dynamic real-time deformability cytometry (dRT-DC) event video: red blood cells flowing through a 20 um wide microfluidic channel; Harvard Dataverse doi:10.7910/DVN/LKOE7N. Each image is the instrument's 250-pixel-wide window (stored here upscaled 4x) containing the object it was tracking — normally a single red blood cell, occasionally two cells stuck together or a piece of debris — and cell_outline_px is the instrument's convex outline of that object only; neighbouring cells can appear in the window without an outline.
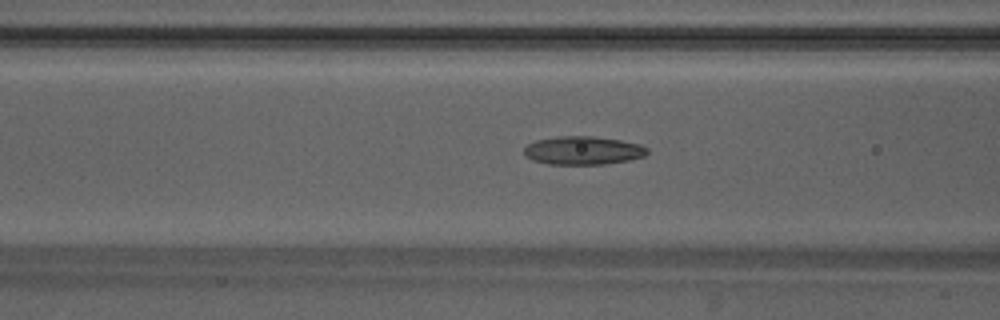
{"species": "Egyptian fruit bat (a non-hibernating species)", "species_latin": "Rousettus aegyptiacus", "temperature_condition": "warm", "stored_images_in_passage": 48, "camera_frame_rate_fps": 3000, "um_per_image_px": 0.085, "animal": {"sex": "male"}, "frame": {"image": 1, "passage_image": 19, "time_ms": 6.0, "image_size_px": [1000, 320], "cell_outline_px": [[648, 152], [644, 156], [628, 160], [604, 164], [548, 164], [532, 160], [524, 156], [524, 148], [528, 144], [536, 140], [556, 136], [592, 136], [620, 140], [640, 144], [648, 148]], "centroid_in_image_um": [49.53, 12.79], "position_along_channel_um": 117.1, "area_um2": 20.4}}
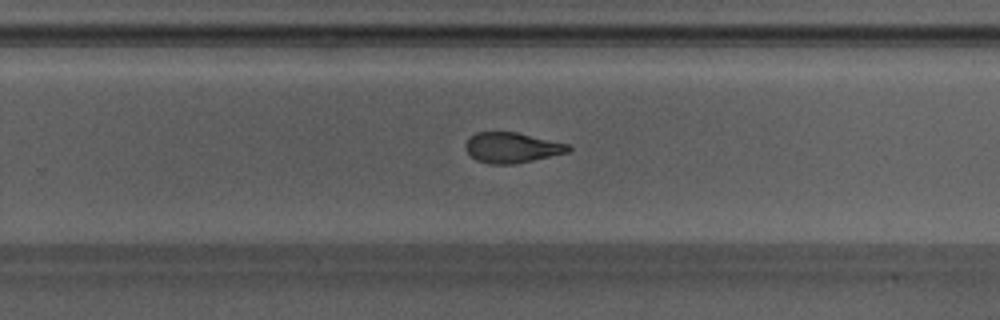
{"frame": {"image": 2, "passage_image": 31, "time_ms": 10.0, "image_size_px": [1000, 320], "cell_outline_px": [[572, 148], [568, 152], [516, 164], [488, 164], [476, 160], [468, 152], [464, 144], [468, 136], [476, 132], [516, 132], [568, 144]], "centroid_in_image_um": [43.47, 12.55], "position_along_channel_um": 286.3, "area_um2": 18.21}}
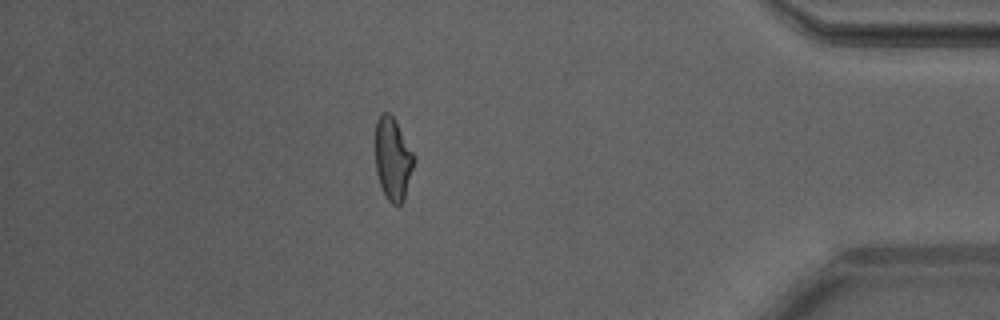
{"frame": {"image": 3, "passage_image": 42, "time_ms": 13.667, "image_size_px": [1000, 320], "cell_outline_px": [[416, 160], [404, 200], [400, 204], [392, 204], [384, 196], [376, 172], [376, 120], [384, 112], [388, 112], [396, 120], [416, 156]], "centroid_in_image_um": [33.42, 13.51], "position_along_channel_um": 401.8, "area_um2": 18.84}, "authors_computed_cell_mechanics": {"area_um2": 19.6231, "velocity_mm_per_s": 4.2372, "shape_relaxation_time_tau1_ms": 3.2706, "shape_relaxation_time_tau2_ms": 1.8162, "deformation_change_tau1": 0.1473, "deformation_change_tau2": 0.1044}}